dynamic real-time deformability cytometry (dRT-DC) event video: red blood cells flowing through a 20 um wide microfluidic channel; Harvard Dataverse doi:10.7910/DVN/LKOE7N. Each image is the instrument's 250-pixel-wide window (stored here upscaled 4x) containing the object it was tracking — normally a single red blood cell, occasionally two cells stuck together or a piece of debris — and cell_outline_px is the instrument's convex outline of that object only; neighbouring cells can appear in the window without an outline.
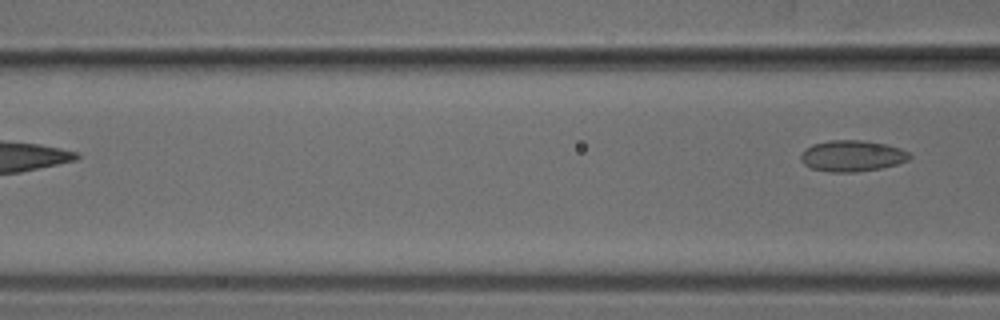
{"species": "common noctule bat (a hibernating species)", "species_latin": "Nyctalus noctula", "temperature_condition": "cold", "stored_images_in_passage": 6, "camera_frame_rate_fps": 3000, "um_per_image_px": 0.085, "animal": {"sex": "male", "body_mass_g": 18.8}, "frame": {"image": 1, "passage_image": 6, "time_ms": 5.667, "image_size_px": [1000, 320], "cell_outline_px": [[912, 156], [908, 160], [896, 164], [880, 168], [856, 172], [828, 172], [812, 168], [804, 164], [800, 160], [800, 152], [804, 148], [812, 144], [828, 140], [860, 140], [884, 144], [900, 148], [908, 152]], "centroid_in_image_um": [72.37, 13.25], "position_along_channel_um": 94.2, "area_um2": 19.83}}